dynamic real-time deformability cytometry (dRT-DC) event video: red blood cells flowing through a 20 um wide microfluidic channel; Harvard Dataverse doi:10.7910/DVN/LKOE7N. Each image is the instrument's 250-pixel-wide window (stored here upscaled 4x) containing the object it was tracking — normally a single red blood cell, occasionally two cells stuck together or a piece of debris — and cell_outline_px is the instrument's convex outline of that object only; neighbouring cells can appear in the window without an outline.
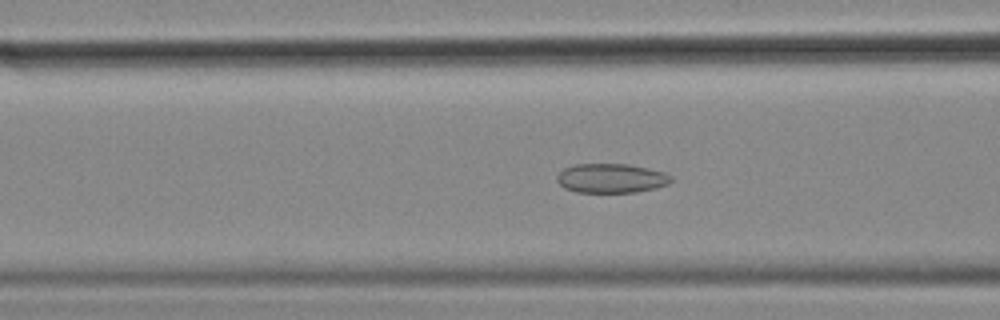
{"species": "common noctule bat (a hibernating species)", "species_latin": "Nyctalus noctula", "temperature_condition": "cold", "stored_images_in_passage": 57, "camera_frame_rate_fps": 3000, "um_per_image_px": 0.085, "animal": {"sex": "female", "body_mass_g": 18.4}, "frame": {"image": 1, "passage_image": 22, "time_ms": 7.0, "image_size_px": [1000, 320], "cell_outline_px": [[672, 180], [668, 184], [656, 188], [636, 192], [576, 192], [564, 188], [556, 180], [556, 176], [564, 168], [576, 164], [628, 164], [664, 172], [672, 176]], "centroid_in_image_um": [51.95, 15.15], "position_along_channel_um": 114.7, "area_um2": 19.48}}
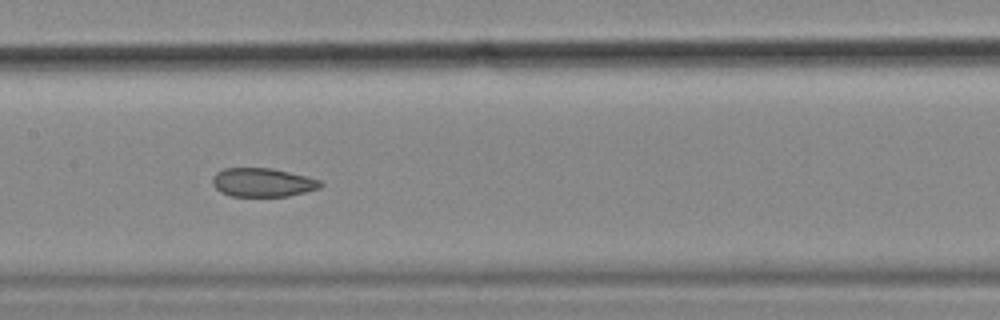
{"frame": {"image": 2, "passage_image": 28, "time_ms": 9.0, "image_size_px": [1000, 320], "cell_outline_px": [[324, 184], [320, 188], [288, 196], [232, 196], [220, 192], [212, 184], [212, 176], [216, 172], [224, 168], [272, 168], [308, 176], [320, 180]], "centroid_in_image_um": [22.32, 15.5], "position_along_channel_um": 185.1, "area_um2": 18.21}}
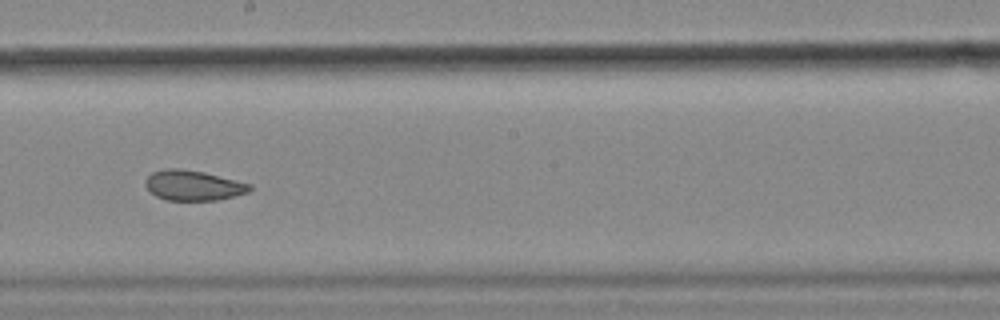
{"frame": {"image": 3, "passage_image": 32, "time_ms": 10.333, "image_size_px": [1000, 320], "cell_outline_px": [[252, 188], [248, 192], [216, 200], [168, 200], [156, 196], [144, 184], [144, 180], [152, 172], [164, 168], [180, 168], [204, 172], [252, 184]], "centroid_in_image_um": [16.4, 15.74], "position_along_channel_um": 231.8, "area_um2": 18.26}, "authors_computed_cell_mechanics": {"area_um2": 20.9236, "velocity_mm_per_s": 3.5297, "shape_relaxation_time_tau1_ms": null, "shape_relaxation_time_tau2_ms": 3.6727, "deformation_change_tau1": null, "deformation_change_tau2": 0.0834}}